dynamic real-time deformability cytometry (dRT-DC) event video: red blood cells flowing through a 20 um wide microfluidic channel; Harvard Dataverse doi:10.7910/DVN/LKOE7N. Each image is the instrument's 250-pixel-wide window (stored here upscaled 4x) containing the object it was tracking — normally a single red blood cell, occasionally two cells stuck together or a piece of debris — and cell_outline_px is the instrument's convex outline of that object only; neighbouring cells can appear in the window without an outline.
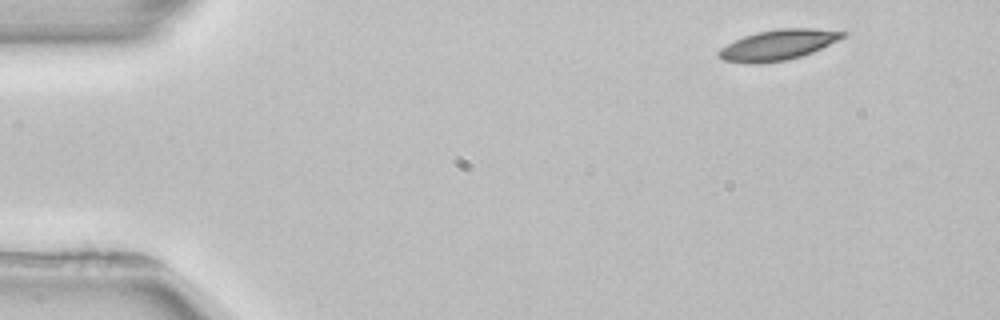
{"species": "common noctule bat (a hibernating species)", "species_latin": "Nyctalus noctula", "temperature_condition": "room temperature", "stored_images_in_passage": 3, "camera_frame_rate_fps": 3000, "um_per_image_px": 0.085, "animal": {"sex": "female", "body_mass_g": 22.7, "forearm_length_mm": 54.2}, "frame": {"image": 1, "passage_image": 1, "time_ms": 0.0, "image_size_px": [1000, 320], "cell_outline_px": [[848, 32], [844, 36], [812, 52], [788, 60], [760, 64], [748, 64], [724, 60], [716, 56], [716, 52], [720, 48], [744, 36], [756, 32], [776, 28], [816, 28]], "centroid_in_image_um": [66.08, 3.82], "position_along_channel_um": 18.9, "area_um2": 22.02}}
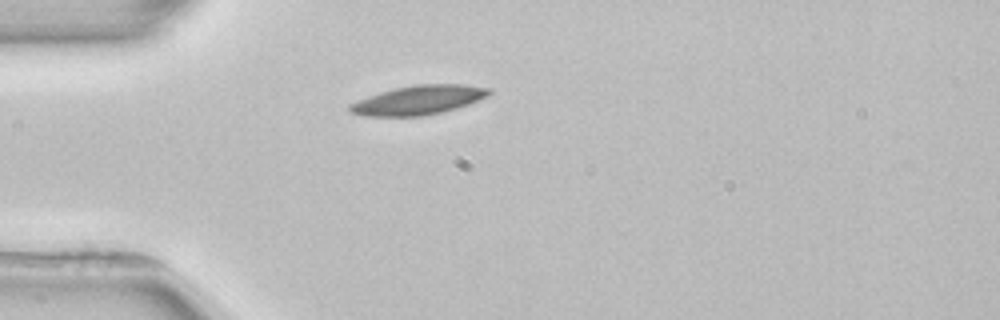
{"frame": {"image": 2, "passage_image": 3, "time_ms": 3.0, "image_size_px": [1000, 320], "cell_outline_px": [[492, 92], [488, 96], [468, 104], [456, 108], [424, 116], [360, 116], [348, 112], [348, 104], [368, 96], [380, 92], [396, 88], [416, 84], [464, 84], [492, 88]], "centroid_in_image_um": [35.55, 8.5], "position_along_channel_um": 49.4, "area_um2": 23.81}}